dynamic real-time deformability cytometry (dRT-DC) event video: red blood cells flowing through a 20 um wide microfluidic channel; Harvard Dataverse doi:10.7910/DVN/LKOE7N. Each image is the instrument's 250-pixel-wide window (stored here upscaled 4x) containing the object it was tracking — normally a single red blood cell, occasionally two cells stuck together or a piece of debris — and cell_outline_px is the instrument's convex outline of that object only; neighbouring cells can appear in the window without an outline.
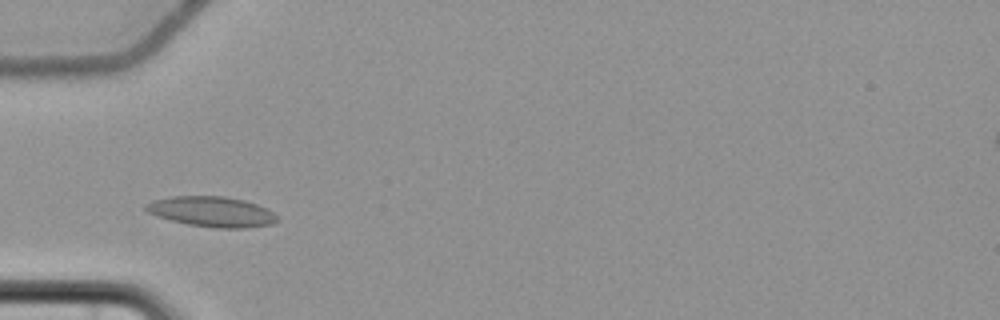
{"species": "common noctule bat (a hibernating species)", "species_latin": "Nyctalus noctula", "temperature_condition": "cold", "stored_images_in_passage": 6, "camera_frame_rate_fps": 3000, "um_per_image_px": 0.085, "animal": {"sex": "female", "body_mass_g": 22.7, "forearm_length_mm": 54.2}, "frame": {"image": 1, "passage_image": 3, "time_ms": 2.333, "image_size_px": [1000, 320], "cell_outline_px": [[280, 220], [272, 224], [248, 228], [216, 228], [188, 224], [172, 220], [148, 212], [144, 208], [144, 204], [152, 200], [172, 196], [224, 196], [244, 200], [268, 208], [280, 216]], "centroid_in_image_um": [18.07, 17.99], "position_along_channel_um": 66.9, "area_um2": 23.35}}
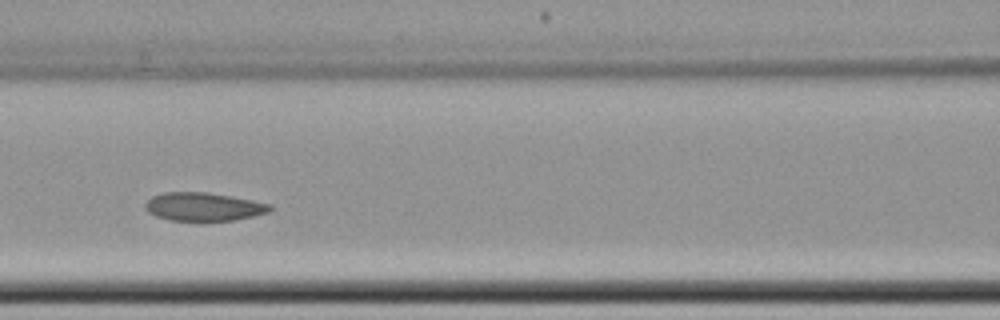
{"frame": {"image": 2, "passage_image": 5, "time_ms": 4.667, "image_size_px": [1000, 320], "cell_outline_px": [[272, 208], [268, 212], [236, 220], [168, 220], [156, 216], [148, 212], [144, 208], [144, 204], [152, 196], [164, 192], [204, 192], [228, 196], [272, 204]], "centroid_in_image_um": [17.26, 17.57], "position_along_channel_um": 149.3, "area_um2": 20.35}}
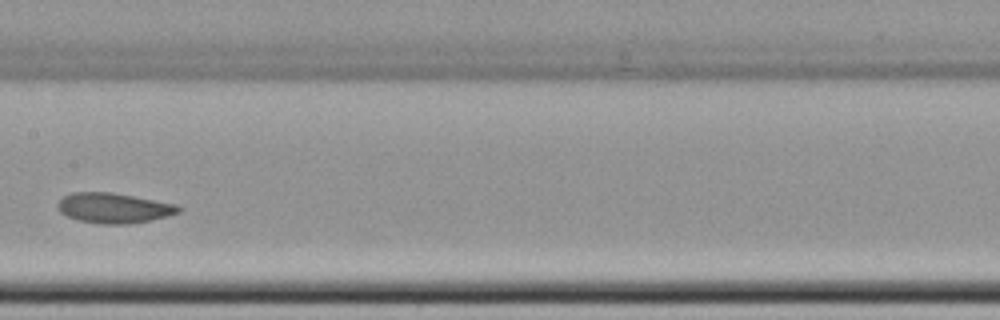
{"frame": {"image": 3, "passage_image": 6, "time_ms": 6.0, "image_size_px": [1000, 320], "cell_outline_px": [[184, 208], [180, 212], [168, 216], [128, 224], [100, 224], [80, 220], [68, 216], [60, 212], [56, 204], [64, 196], [72, 192], [112, 192], [176, 204]], "centroid_in_image_um": [9.69, 17.67], "position_along_channel_um": 197.7, "area_um2": 21.15}}